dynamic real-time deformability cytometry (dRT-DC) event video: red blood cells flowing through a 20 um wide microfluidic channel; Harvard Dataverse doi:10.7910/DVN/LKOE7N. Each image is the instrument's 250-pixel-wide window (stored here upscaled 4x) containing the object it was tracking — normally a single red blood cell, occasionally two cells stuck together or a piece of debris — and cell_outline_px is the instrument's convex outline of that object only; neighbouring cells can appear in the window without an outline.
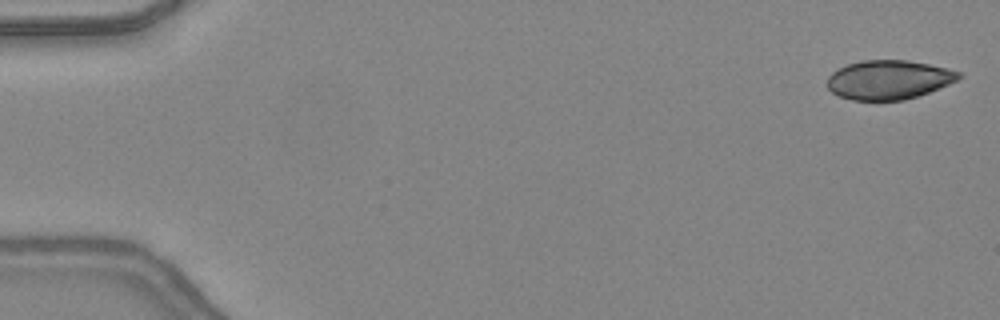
{"species": "common noctule bat (a hibernating species)", "species_latin": "Nyctalus noctula", "temperature_condition": "warm", "stored_images_in_passage": 46, "camera_frame_rate_fps": 3000, "um_per_image_px": 0.085, "animal": {"sex": "female", "body_mass_g": 24.6, "forearm_length_mm": 56.2}, "frame": {"image": 1, "passage_image": 1, "time_ms": 0.0, "image_size_px": [1000, 320], "cell_outline_px": [[964, 76], [948, 84], [928, 92], [904, 100], [852, 100], [840, 96], [832, 92], [828, 88], [828, 76], [832, 72], [848, 64], [860, 60], [908, 60], [948, 68], [960, 72]], "centroid_in_image_um": [75.54, 6.77], "position_along_channel_um": 9.5, "area_um2": 29.82}}